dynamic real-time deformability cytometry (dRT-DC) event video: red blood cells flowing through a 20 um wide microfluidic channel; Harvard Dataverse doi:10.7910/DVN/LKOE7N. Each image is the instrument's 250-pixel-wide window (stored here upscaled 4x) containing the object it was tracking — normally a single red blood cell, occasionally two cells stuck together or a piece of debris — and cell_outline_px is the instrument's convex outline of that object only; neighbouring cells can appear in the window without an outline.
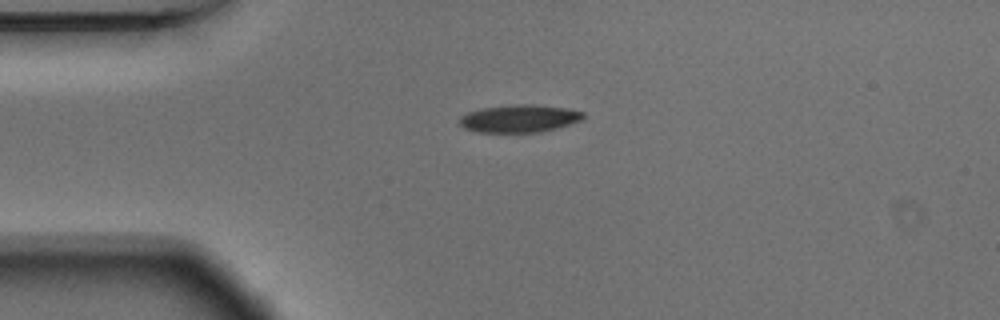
{"species": "Egyptian fruit bat (a non-hibernating species)", "species_latin": "Rousettus aegyptiacus", "temperature_condition": "warm", "stored_images_in_passage": 42, "camera_frame_rate_fps": 3000, "um_per_image_px": 0.085, "animal": {"sex": "male"}, "frame": {"image": 1, "passage_image": 1, "time_ms": 0.0, "image_size_px": [1000, 320], "cell_outline_px": [[584, 116], [580, 120], [556, 128], [540, 132], [476, 132], [464, 128], [460, 124], [460, 116], [468, 112], [484, 108], [516, 104], [532, 104], [564, 108], [584, 112]], "centroid_in_image_um": [44.11, 10.08], "position_along_channel_um": 40.9, "area_um2": 19.65}}
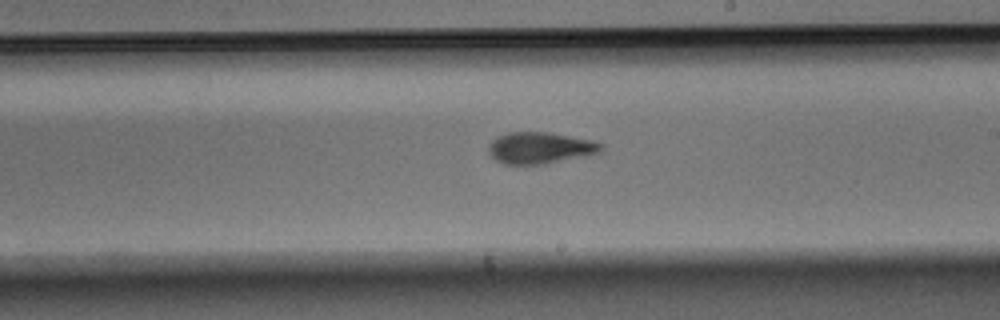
{"frame": {"image": 2, "passage_image": 19, "time_ms": 6.0, "image_size_px": [1000, 320], "cell_outline_px": [[604, 148], [600, 152], [588, 156], [544, 164], [504, 164], [496, 160], [488, 152], [488, 148], [492, 140], [496, 136], [508, 132], [548, 132], [596, 140], [604, 144]], "centroid_in_image_um": [45.96, 12.56], "position_along_channel_um": 243.0, "area_um2": 21.04}}
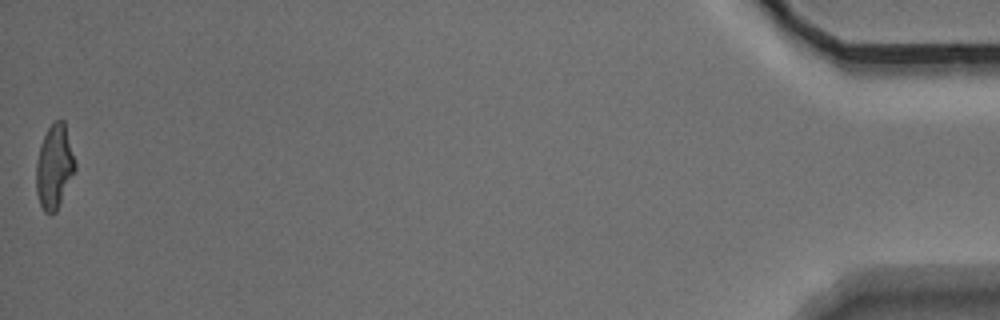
{"frame": {"image": 3, "passage_image": 42, "time_ms": 13.667, "image_size_px": [1000, 320], "cell_outline_px": [[76, 168], [56, 212], [44, 212], [40, 204], [36, 192], [36, 160], [40, 144], [48, 128], [60, 116], [64, 120], [76, 160]], "centroid_in_image_um": [4.62, 14.12], "position_along_channel_um": 430.6, "area_um2": 19.19}, "authors_computed_cell_mechanics": {"area_um2": 20.2011, "velocity_mm_per_s": 3.732, "shape_relaxation_time_tau1_ms": 2.9323, "shape_relaxation_time_tau2_ms": 2.5517, "deformation_change_tau1": 0.159, "deformation_change_tau2": 0.0822}}